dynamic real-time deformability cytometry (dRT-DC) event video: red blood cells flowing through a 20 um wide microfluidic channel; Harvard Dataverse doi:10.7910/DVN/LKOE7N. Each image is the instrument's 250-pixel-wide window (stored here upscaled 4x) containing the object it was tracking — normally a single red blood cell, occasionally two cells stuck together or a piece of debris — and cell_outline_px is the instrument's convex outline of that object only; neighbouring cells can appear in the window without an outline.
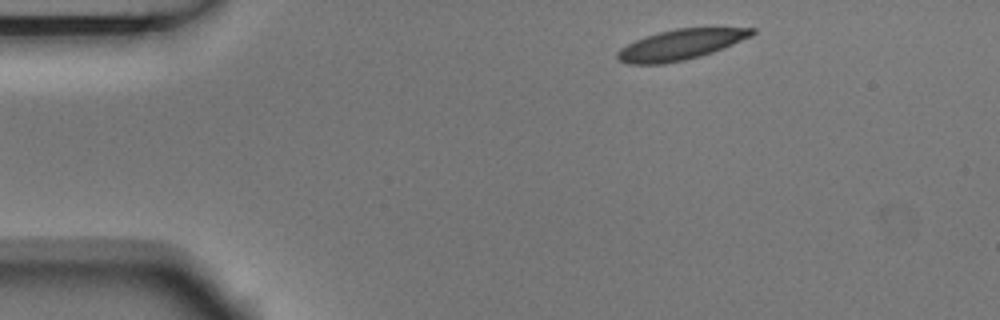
{"species": "Egyptian fruit bat (a non-hibernating species)", "species_latin": "Rousettus aegyptiacus", "temperature_condition": "room temperature", "stored_images_in_passage": 2, "camera_frame_rate_fps": 3000, "um_per_image_px": 0.085, "animal": {"sex": "male"}, "frame": {"image": 1, "passage_image": 2, "time_ms": 0.333, "image_size_px": [1000, 320], "cell_outline_px": [[756, 32], [752, 36], [724, 48], [700, 56], [684, 60], [664, 64], [628, 64], [616, 60], [616, 52], [620, 48], [644, 36], [676, 28], [756, 28]], "centroid_in_image_um": [57.82, 3.8], "position_along_channel_um": 27.2, "area_um2": 23.87}}